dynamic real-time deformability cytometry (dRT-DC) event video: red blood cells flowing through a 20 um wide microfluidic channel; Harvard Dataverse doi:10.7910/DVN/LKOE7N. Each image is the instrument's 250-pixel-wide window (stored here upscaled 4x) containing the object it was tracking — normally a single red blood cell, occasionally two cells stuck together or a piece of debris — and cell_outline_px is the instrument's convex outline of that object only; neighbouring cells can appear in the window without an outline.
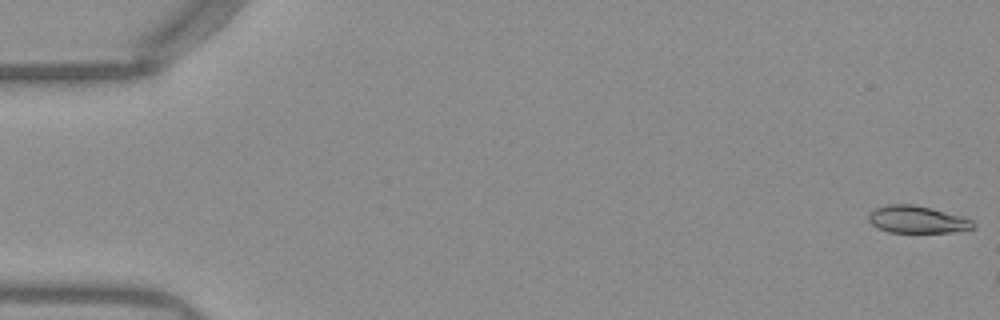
{"species": "Egyptian fruit bat (a non-hibernating species)", "species_latin": "Rousettus aegyptiacus", "temperature_condition": "warm", "stored_images_in_passage": 8, "camera_frame_rate_fps": 3000, "um_per_image_px": 0.085, "frame": {"image": 1, "passage_image": 1, "time_ms": 0.0, "image_size_px": [1000, 320], "cell_outline_px": [[976, 228], [956, 232], [888, 232], [872, 224], [868, 220], [868, 216], [876, 208], [888, 204], [912, 204], [960, 216], [972, 220], [976, 224]], "centroid_in_image_um": [77.99, 18.67], "position_along_channel_um": 7.0, "area_um2": 16.36}}